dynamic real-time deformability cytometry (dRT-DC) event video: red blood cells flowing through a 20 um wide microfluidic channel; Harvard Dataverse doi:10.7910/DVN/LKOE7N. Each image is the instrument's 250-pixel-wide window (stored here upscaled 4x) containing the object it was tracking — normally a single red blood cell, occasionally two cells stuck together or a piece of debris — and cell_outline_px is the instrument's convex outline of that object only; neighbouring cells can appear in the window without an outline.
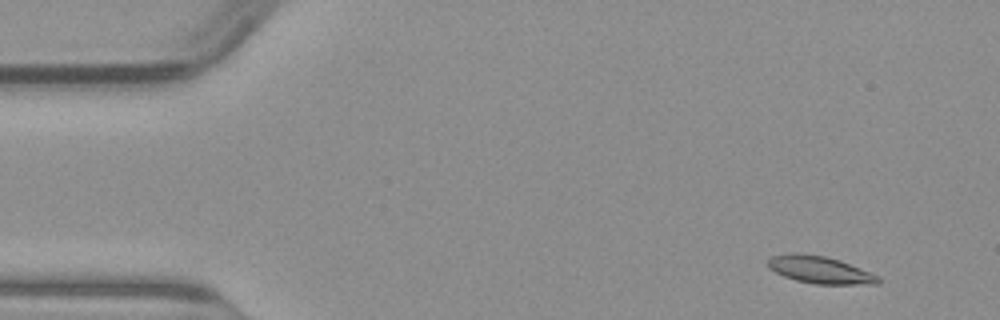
{"species": "common noctule bat (a hibernating species)", "species_latin": "Nyctalus noctula", "temperature_condition": "warm", "stored_images_in_passage": 50, "camera_frame_rate_fps": 3000, "um_per_image_px": 0.085, "animal": {"sex": "male", "body_mass_g": 23.1, "forearm_length_mm": 52.7}, "frame": {"image": 1, "passage_image": 4, "time_ms": 1.0, "image_size_px": [1000, 320], "cell_outline_px": [[880, 284], [816, 284], [796, 280], [784, 276], [768, 268], [768, 260], [772, 256], [792, 252], [796, 252], [824, 256], [840, 260], [880, 276]], "centroid_in_image_um": [69.7, 22.93], "position_along_channel_um": 15.3, "area_um2": 17.51}}
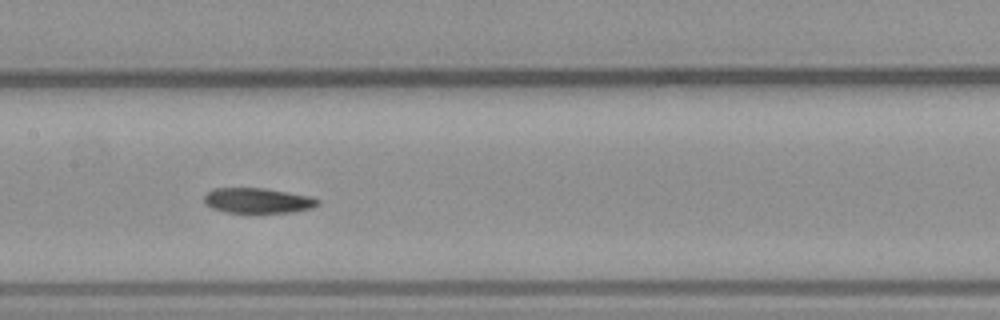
{"frame": {"image": 2, "passage_image": 24, "time_ms": 7.667, "image_size_px": [1000, 320], "cell_outline_px": [[320, 204], [312, 208], [292, 212], [228, 212], [212, 208], [204, 200], [204, 196], [212, 188], [264, 188], [312, 196], [320, 200]], "centroid_in_image_um": [21.95, 17.04], "position_along_channel_um": 185.4, "area_um2": 16.59}}
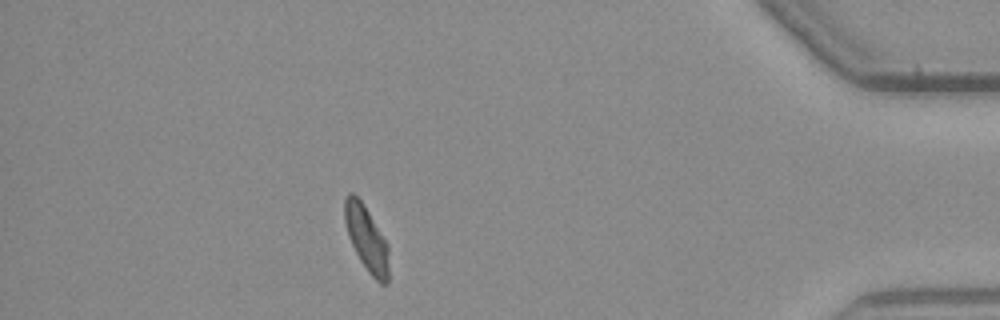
{"frame": {"image": 3, "passage_image": 44, "time_ms": 14.333, "image_size_px": [1000, 320], "cell_outline_px": [[388, 284], [380, 284], [368, 272], [360, 260], [348, 236], [344, 220], [344, 196], [348, 192], [352, 192], [364, 204], [388, 244]], "centroid_in_image_um": [31.14, 20.26], "position_along_channel_um": 404.1, "area_um2": 16.82}}